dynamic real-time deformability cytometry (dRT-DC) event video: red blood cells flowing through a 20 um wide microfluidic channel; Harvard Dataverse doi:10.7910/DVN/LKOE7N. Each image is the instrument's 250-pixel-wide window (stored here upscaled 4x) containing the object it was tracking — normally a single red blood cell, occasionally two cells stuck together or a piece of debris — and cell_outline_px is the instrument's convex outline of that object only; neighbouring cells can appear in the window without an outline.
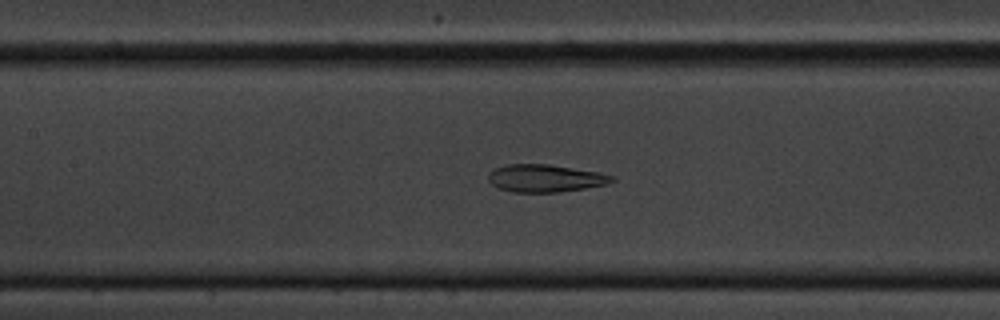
{"species": "common noctule bat (a hibernating species)", "species_latin": "Nyctalus noctula", "temperature_condition": "cold", "stored_images_in_passage": 48, "segment_of_instrument_passage": [1, 2], "camera_frame_rate_fps": 3000, "um_per_image_px": 0.085, "animal": {"sex": "male", "body_mass_g": 20.1, "forearm_length_mm": 53.5}, "frame": {"image": 1, "passage_image": 26, "time_ms": 8.333, "image_size_px": [1000, 320], "cell_outline_px": [[616, 180], [608, 184], [584, 188], [556, 192], [512, 192], [500, 188], [492, 184], [488, 180], [488, 172], [496, 168], [508, 164], [548, 164], [600, 172], [616, 176]], "centroid_in_image_um": [46.38, 15.14], "position_along_channel_um": 161.0, "area_um2": 19.88}}
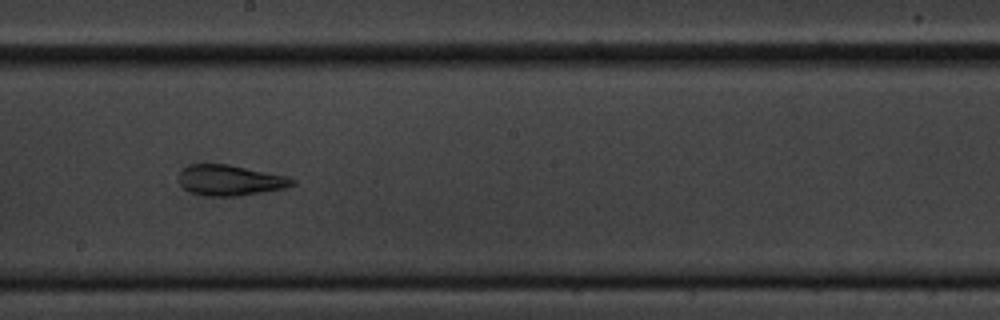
{"frame": {"image": 2, "passage_image": 32, "time_ms": 10.333, "image_size_px": [1000, 320], "cell_outline_px": [[296, 184], [284, 188], [264, 192], [240, 196], [208, 196], [192, 192], [184, 188], [180, 184], [180, 172], [188, 164], [228, 164], [288, 176], [296, 180]], "centroid_in_image_um": [19.6, 15.32], "position_along_channel_um": 228.6, "area_um2": 20.23}}
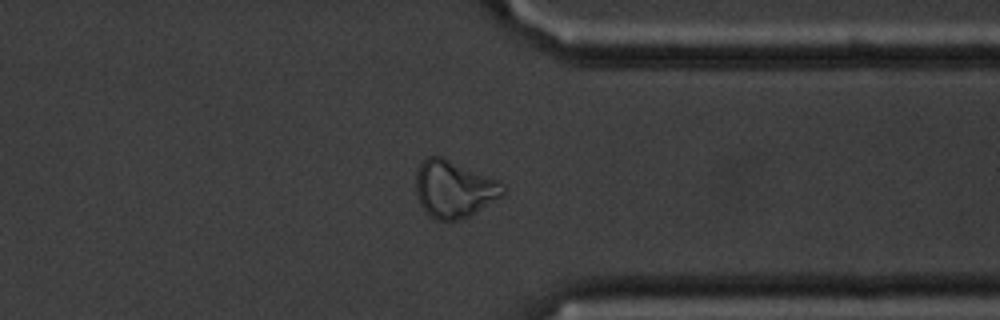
{"frame": {"image": 3, "passage_image": 45, "time_ms": 14.667, "image_size_px": [1000, 320], "cell_outline_px": [[508, 192], [504, 196], [468, 216], [456, 220], [436, 220], [420, 204], [416, 196], [416, 172], [420, 164], [428, 156], [444, 156], [496, 180], [504, 184], [508, 188]], "centroid_in_image_um": [38.62, 16.05], "position_along_channel_um": 372.8, "area_um2": 29.02}}